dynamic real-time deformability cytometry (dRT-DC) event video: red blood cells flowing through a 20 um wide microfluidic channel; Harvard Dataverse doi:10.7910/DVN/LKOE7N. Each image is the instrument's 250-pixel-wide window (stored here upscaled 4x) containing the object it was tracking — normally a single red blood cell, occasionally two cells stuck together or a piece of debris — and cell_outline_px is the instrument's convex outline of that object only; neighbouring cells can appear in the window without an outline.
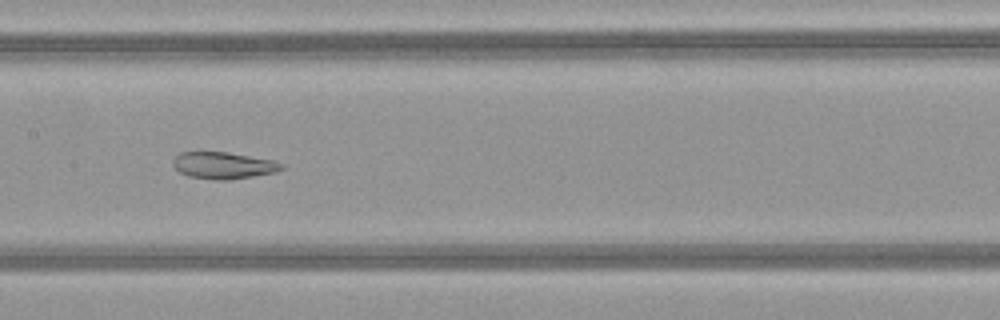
{"species": "common noctule bat (a hibernating species)", "species_latin": "Nyctalus noctula", "temperature_condition": "warm", "stored_images_in_passage": 35, "camera_frame_rate_fps": 3000, "um_per_image_px": 0.085, "animal": {"sex": "female", "body_mass_g": 21.9}, "frame": {"image": 1, "passage_image": 10, "time_ms": 3.0, "image_size_px": [1000, 320], "cell_outline_px": [[284, 168], [276, 172], [228, 180], [220, 180], [188, 176], [180, 172], [172, 164], [172, 160], [180, 152], [228, 152], [272, 160], [284, 164]], "centroid_in_image_um": [18.99, 14.05], "position_along_channel_um": 188.4, "area_um2": 16.82}}
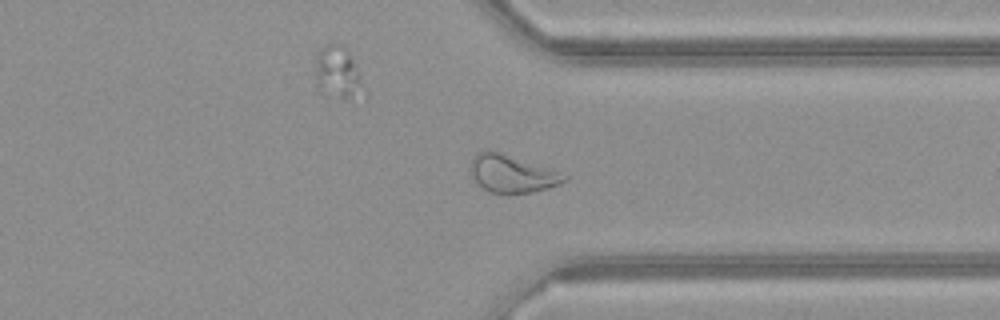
{"frame": {"image": 2, "passage_image": 23, "time_ms": 7.333, "image_size_px": [1000, 320], "cell_outline_px": [[568, 180], [560, 184], [548, 188], [532, 192], [488, 192], [476, 184], [468, 168], [476, 152], [484, 148], [560, 172], [568, 176]], "centroid_in_image_um": [43.46, 14.76], "position_along_channel_um": 367.9, "area_um2": 20.29}}
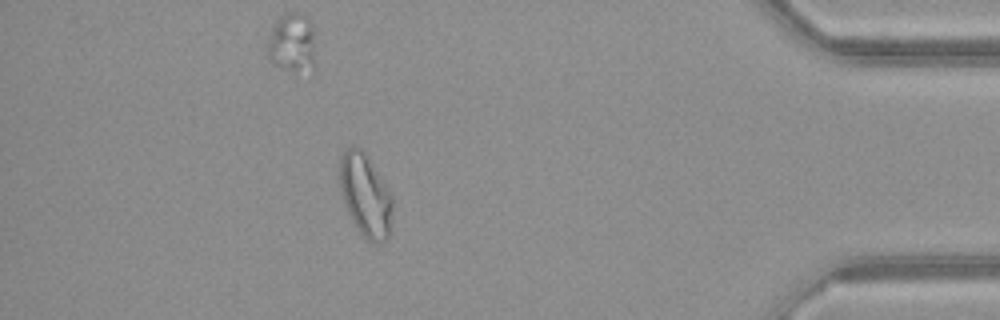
{"frame": {"image": 3, "passage_image": 29, "time_ms": 9.333, "image_size_px": [1000, 320], "cell_outline_px": [[392, 232], [380, 244], [372, 244], [356, 228], [348, 212], [340, 192], [340, 156], [344, 148], [352, 144], [360, 148], [368, 156], [392, 196]], "centroid_in_image_um": [31.06, 16.6], "position_along_channel_um": 404.1, "area_um2": 25.84}, "authors_computed_cell_mechanics": {"area_um2": 19.2474, "velocity_mm_per_s": 4.1643, "shape_relaxation_time_tau1_ms": null, "shape_relaxation_time_tau2_ms": 1.53, "deformation_change_tau1": null, "deformation_change_tau2": 0.0876}}